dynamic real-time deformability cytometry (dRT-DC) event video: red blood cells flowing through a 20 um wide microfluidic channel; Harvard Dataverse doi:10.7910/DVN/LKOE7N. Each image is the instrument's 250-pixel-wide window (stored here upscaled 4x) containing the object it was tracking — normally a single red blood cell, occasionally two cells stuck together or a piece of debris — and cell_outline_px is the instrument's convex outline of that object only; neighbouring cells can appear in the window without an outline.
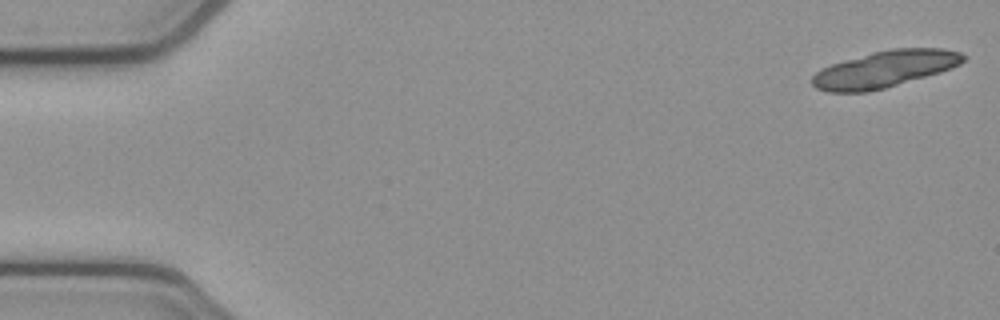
{"species": "common noctule bat (a hibernating species)", "species_latin": "Nyctalus noctula", "temperature_condition": "cold", "stored_images_in_passage": 6, "camera_frame_rate_fps": 3000, "um_per_image_px": 0.085, "animal": {"sex": "female", "body_mass_g": 21.9}, "frame": {"image": 1, "passage_image": 1, "time_ms": 0.0, "image_size_px": [1000, 320], "cell_outline_px": [[968, 56], [960, 64], [952, 68], [940, 72], [884, 88], [864, 92], [828, 92], [816, 88], [812, 84], [812, 76], [820, 68], [844, 60], [872, 52], [892, 48], [944, 48], [960, 52]], "centroid_in_image_um": [75.21, 5.86], "position_along_channel_um": 9.8, "area_um2": 32.19}}